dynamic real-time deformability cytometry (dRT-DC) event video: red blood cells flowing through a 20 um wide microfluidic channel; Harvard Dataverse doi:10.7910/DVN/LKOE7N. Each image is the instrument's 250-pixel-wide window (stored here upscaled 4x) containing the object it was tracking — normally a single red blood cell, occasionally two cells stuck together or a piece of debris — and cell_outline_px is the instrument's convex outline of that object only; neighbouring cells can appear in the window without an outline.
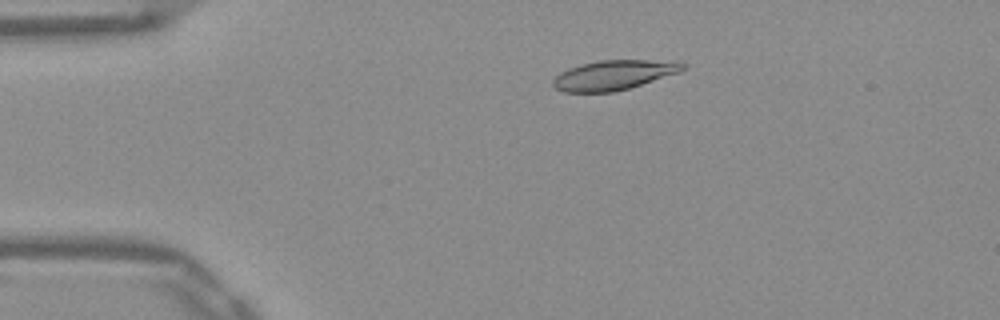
{"species": "Egyptian fruit bat (a non-hibernating species)", "species_latin": "Rousettus aegyptiacus", "temperature_condition": "warm", "stored_images_in_passage": 43, "camera_frame_rate_fps": 3000, "um_per_image_px": 0.085, "frame": {"image": 1, "passage_image": 1, "time_ms": 0.0, "image_size_px": [1000, 320], "cell_outline_px": [[684, 68], [680, 72], [628, 88], [612, 92], [564, 92], [556, 88], [552, 84], [552, 80], [560, 72], [568, 68], [580, 64], [600, 60], [648, 60], [684, 64]], "centroid_in_image_um": [52.07, 6.39], "position_along_channel_um": 32.9, "area_um2": 22.02}}
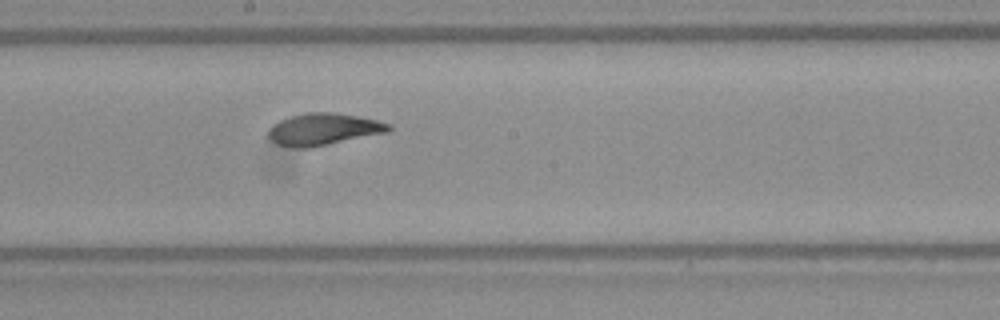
{"frame": {"image": 2, "passage_image": 19, "time_ms": 6.0, "image_size_px": [1000, 320], "cell_outline_px": [[392, 128], [388, 132], [308, 148], [296, 148], [280, 144], [272, 140], [268, 136], [268, 132], [272, 124], [288, 116], [308, 112], [332, 112], [356, 116], [376, 120], [392, 124]], "centroid_in_image_um": [27.49, 10.97], "position_along_channel_um": 220.7, "area_um2": 22.2}}
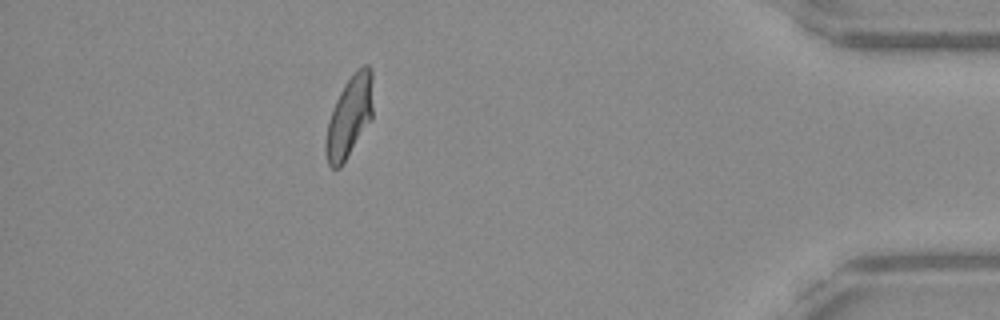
{"frame": {"image": 3, "passage_image": 37, "time_ms": 12.0, "image_size_px": [1000, 320], "cell_outline_px": [[372, 120], [340, 168], [332, 168], [328, 164], [324, 152], [324, 144], [328, 120], [332, 108], [344, 84], [364, 64], [368, 64], [372, 68]], "centroid_in_image_um": [29.69, 9.95], "position_along_channel_um": 405.5, "area_um2": 22.48}, "authors_computed_cell_mechanics": {"area_um2": 22.1952, "velocity_mm_per_s": 3.8929, "shape_relaxation_time_tau1_ms": 5.3343, "shape_relaxation_time_tau2_ms": 1.2821, "deformation_change_tau1": 0.1912, "deformation_change_tau2": 0.0649}}